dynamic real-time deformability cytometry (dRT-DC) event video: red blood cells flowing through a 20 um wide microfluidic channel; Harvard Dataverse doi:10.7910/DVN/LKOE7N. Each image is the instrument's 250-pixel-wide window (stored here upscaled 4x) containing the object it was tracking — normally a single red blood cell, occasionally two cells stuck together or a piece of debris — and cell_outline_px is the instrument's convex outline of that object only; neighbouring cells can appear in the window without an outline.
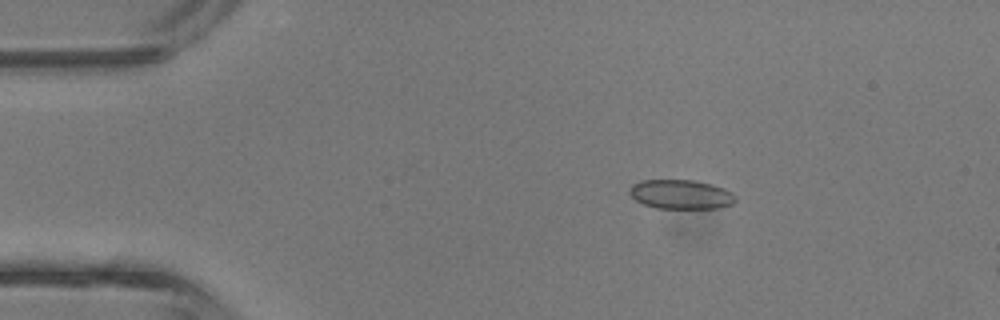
{"species": "common noctule bat (a hibernating species)", "species_latin": "Nyctalus noctula", "temperature_condition": "room temperature", "stored_images_in_passage": 6, "camera_frame_rate_fps": 3000, "um_per_image_px": 0.085, "animal": {"sex": "male", "body_mass_g": 13.3}, "frame": {"image": 1, "passage_image": 1, "time_ms": 0.0, "image_size_px": [1000, 320], "cell_outline_px": [[736, 200], [732, 204], [720, 208], [656, 208], [644, 204], [636, 200], [628, 192], [628, 188], [632, 184], [640, 180], [696, 180], [712, 184], [724, 188], [732, 192], [736, 196]], "centroid_in_image_um": [57.88, 16.51], "position_along_channel_um": 27.1, "area_um2": 18.26}}